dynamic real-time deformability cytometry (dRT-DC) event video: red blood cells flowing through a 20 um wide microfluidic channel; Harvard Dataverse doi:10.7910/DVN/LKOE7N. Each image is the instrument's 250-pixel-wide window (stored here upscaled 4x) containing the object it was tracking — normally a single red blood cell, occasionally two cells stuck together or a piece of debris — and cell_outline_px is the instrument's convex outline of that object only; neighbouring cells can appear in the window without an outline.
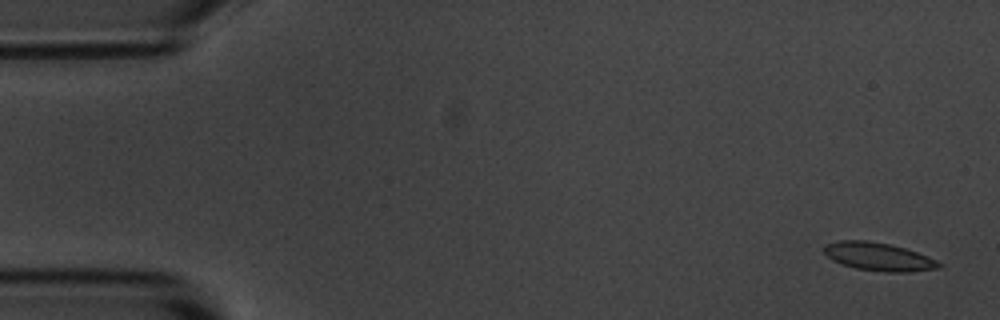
{"species": "common noctule bat (a hibernating species)", "species_latin": "Nyctalus noctula", "temperature_condition": "room temperature", "stored_images_in_passage": 55, "camera_frame_rate_fps": 3000, "um_per_image_px": 0.085, "animal": {"sex": "male", "body_mass_g": 20.1, "forearm_length_mm": 53.5}, "frame": {"image": 1, "passage_image": 2, "time_ms": 0.333, "image_size_px": [1000, 320], "cell_outline_px": [[944, 264], [940, 268], [908, 272], [884, 272], [856, 268], [832, 260], [824, 252], [824, 244], [840, 240], [868, 240], [892, 244], [928, 256]], "centroid_in_image_um": [74.69, 21.81], "position_along_channel_um": 10.3, "area_um2": 18.9}}
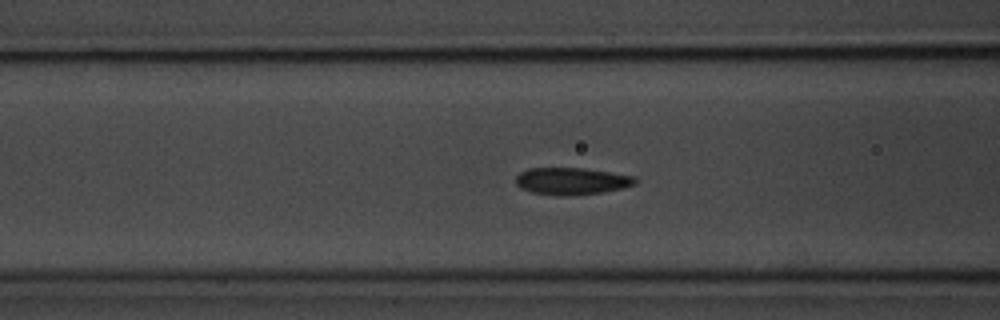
{"frame": {"image": 2, "passage_image": 21, "time_ms": 6.667, "image_size_px": [1000, 320], "cell_outline_px": [[636, 184], [620, 188], [600, 192], [568, 196], [560, 196], [532, 192], [520, 188], [516, 184], [516, 176], [520, 172], [528, 168], [580, 168], [636, 176]], "centroid_in_image_um": [48.55, 15.39], "position_along_channel_um": 118.1, "area_um2": 18.67}}
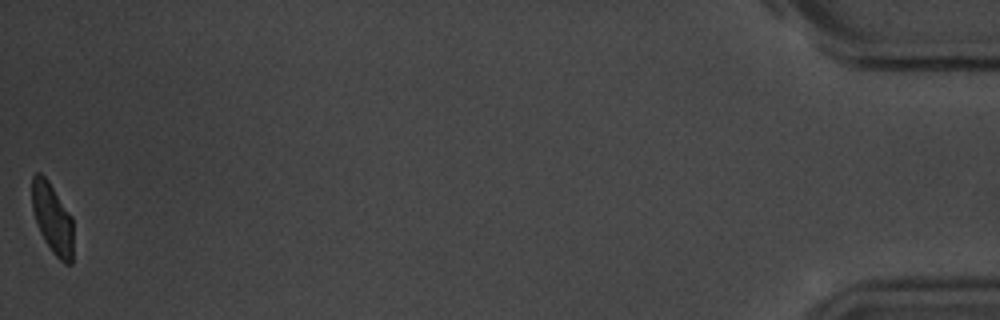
{"frame": {"image": 3, "passage_image": 55, "time_ms": 18.0, "image_size_px": [1000, 320], "cell_outline_px": [[72, 264], [64, 264], [52, 252], [44, 240], [40, 232], [32, 208], [32, 176], [36, 172], [40, 172], [48, 180], [72, 216]], "centroid_in_image_um": [4.45, 18.56], "position_along_channel_um": 430.7, "area_um2": 16.88}, "authors_computed_cell_mechanics": {"area_um2": 18.3804, "velocity_mm_per_s": 3.6272, "shape_relaxation_time_tau1_ms": 2.9775, "shape_relaxation_time_tau2_ms": 1.5253, "deformation_change_tau1": 0.1115, "deformation_change_tau2": 0.0585}}